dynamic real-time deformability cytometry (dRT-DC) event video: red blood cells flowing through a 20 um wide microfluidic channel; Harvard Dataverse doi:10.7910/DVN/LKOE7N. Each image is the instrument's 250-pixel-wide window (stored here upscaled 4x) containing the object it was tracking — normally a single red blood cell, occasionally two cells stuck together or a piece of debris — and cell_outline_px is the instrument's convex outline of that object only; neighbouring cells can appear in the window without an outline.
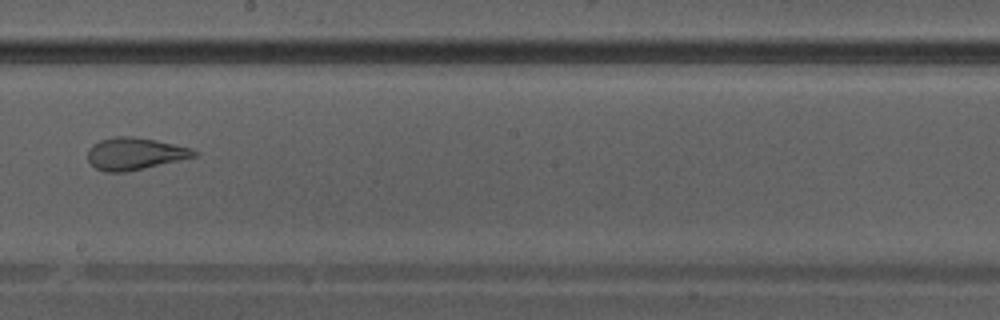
{"species": "Egyptian fruit bat (a non-hibernating species)", "species_latin": "Rousettus aegyptiacus", "temperature_condition": "warm", "stored_images_in_passage": 30, "camera_frame_rate_fps": 3000, "um_per_image_px": 0.085, "animal": {"sex": "male"}, "frame": {"image": 1, "passage_image": 13, "time_ms": 4.0, "image_size_px": [1000, 320], "cell_outline_px": [[200, 152], [196, 156], [180, 160], [144, 168], [124, 172], [104, 172], [96, 168], [88, 160], [88, 148], [92, 144], [100, 140], [112, 136], [132, 136], [156, 140], [192, 148]], "centroid_in_image_um": [11.45, 13.05], "position_along_channel_um": 236.7, "area_um2": 20.0}}